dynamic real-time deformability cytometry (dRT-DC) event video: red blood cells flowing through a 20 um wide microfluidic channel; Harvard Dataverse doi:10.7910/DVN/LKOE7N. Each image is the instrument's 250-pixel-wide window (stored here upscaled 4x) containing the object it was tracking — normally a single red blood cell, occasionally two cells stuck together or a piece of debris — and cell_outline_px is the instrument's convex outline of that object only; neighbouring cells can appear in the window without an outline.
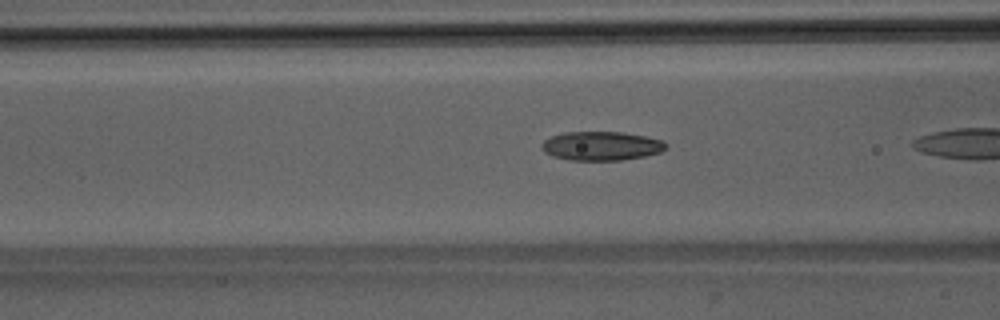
{"species": "Egyptian fruit bat (a non-hibernating species)", "species_latin": "Rousettus aegyptiacus", "temperature_condition": "room temperature", "stored_images_in_passage": 8, "camera_frame_rate_fps": 3000, "um_per_image_px": 0.085, "animal": {"sex": "male"}, "frame": {"image": 1, "passage_image": 6, "time_ms": 1.667, "image_size_px": [1000, 320], "cell_outline_px": [[668, 148], [660, 152], [644, 156], [620, 160], [568, 160], [552, 156], [544, 152], [540, 148], [540, 144], [544, 140], [552, 136], [564, 132], [620, 132], [644, 136], [664, 140], [668, 144]], "centroid_in_image_um": [51.1, 12.4], "position_along_channel_um": 115.5, "area_um2": 21.1}}